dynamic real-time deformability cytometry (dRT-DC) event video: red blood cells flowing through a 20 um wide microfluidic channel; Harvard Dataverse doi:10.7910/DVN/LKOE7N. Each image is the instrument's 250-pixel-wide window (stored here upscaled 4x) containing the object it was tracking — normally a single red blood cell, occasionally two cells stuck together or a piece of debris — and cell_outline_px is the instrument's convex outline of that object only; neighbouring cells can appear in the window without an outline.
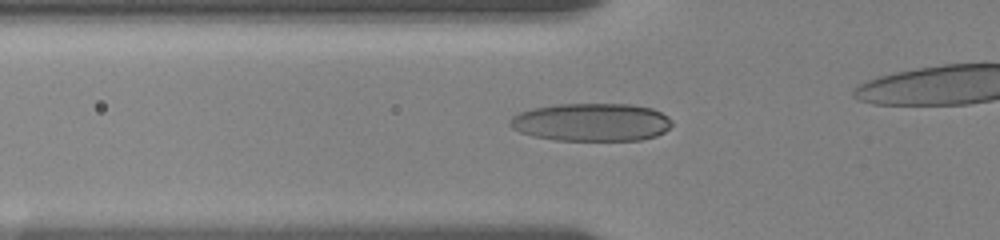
{"species": "human", "species_latin": "Homo sapiens", "temperature_condition": "room temperature", "stored_images_in_passage": 42, "camera_frame_rate_fps": 3000, "um_per_image_px": 0.085, "donor": {"sex": "female"}, "frame": {"image": 1, "passage_image": 2, "time_ms": 0.333, "image_size_px": [1000, 240], "cell_outline_px": [[672, 124], [664, 132], [656, 136], [640, 140], [556, 140], [532, 136], [520, 132], [512, 128], [508, 124], [508, 120], [512, 116], [520, 112], [532, 108], [556, 104], [632, 104], [652, 108], [668, 116], [672, 120]], "centroid_in_image_um": [50.26, 10.38], "position_along_channel_um": 75.5, "area_um2": 36.07}}
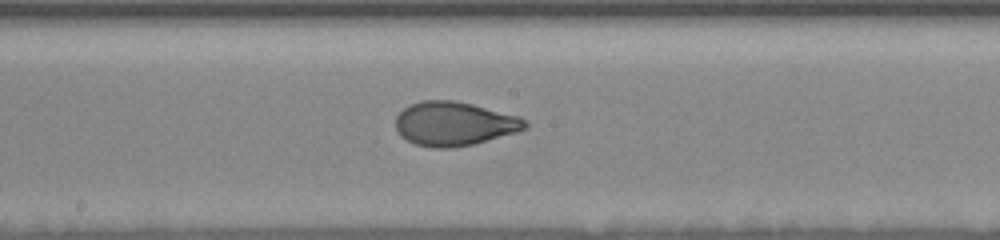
{"frame": {"image": 2, "passage_image": 15, "time_ms": 4.0, "image_size_px": [1000, 240], "cell_outline_px": [[528, 124], [524, 128], [516, 132], [472, 144], [452, 148], [432, 148], [416, 144], [400, 136], [396, 132], [396, 116], [404, 108], [420, 100], [452, 100], [472, 104], [520, 116]], "centroid_in_image_um": [38.57, 10.51], "position_along_channel_um": 209.6, "area_um2": 33.0}}
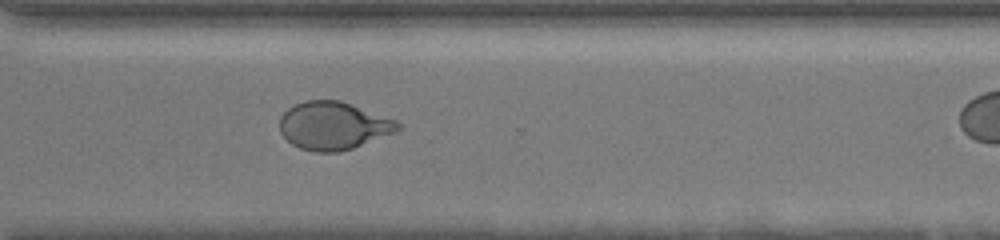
{"frame": {"image": 3, "passage_image": 39, "time_ms": 7.667, "image_size_px": [1000, 240], "cell_outline_px": [[400, 128], [396, 132], [352, 148], [336, 152], [316, 152], [300, 148], [292, 144], [280, 132], [280, 116], [288, 108], [304, 100], [340, 100], [396, 120], [400, 124]], "centroid_in_image_um": [28.32, 10.68], "position_along_channel_um": 342.3, "area_um2": 32.77}}